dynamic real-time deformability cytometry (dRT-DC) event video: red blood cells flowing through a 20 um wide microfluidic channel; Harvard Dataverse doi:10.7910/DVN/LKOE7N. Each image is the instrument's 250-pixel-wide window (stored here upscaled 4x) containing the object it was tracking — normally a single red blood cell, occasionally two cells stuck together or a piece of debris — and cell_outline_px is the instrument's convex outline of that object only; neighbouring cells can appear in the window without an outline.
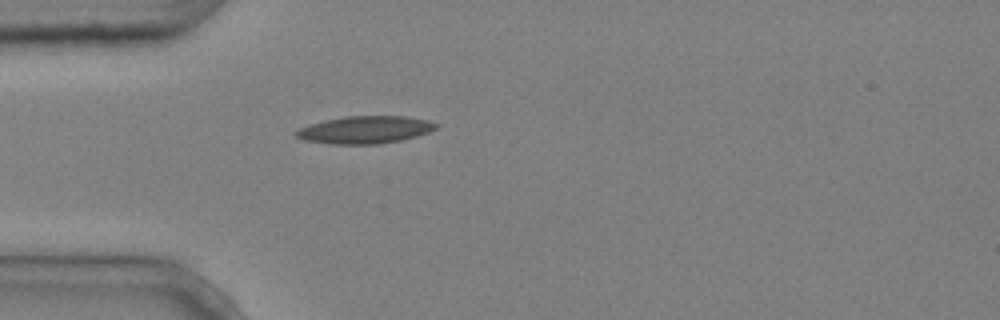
{"species": "common noctule bat (a hibernating species)", "species_latin": "Nyctalus noctula", "temperature_condition": "cold", "stored_images_in_passage": 1, "camera_frame_rate_fps": 3000, "um_per_image_px": 0.085, "animal": {"sex": "male", "body_mass_g": 20.4}, "frame": {"image": 1, "passage_image": 1, "time_ms": 0.0, "image_size_px": [1000, 320], "cell_outline_px": [[440, 124], [436, 128], [428, 132], [416, 136], [400, 140], [380, 144], [328, 144], [304, 140], [296, 136], [296, 132], [300, 128], [324, 120], [344, 116], [404, 116], [428, 120]], "centroid_in_image_um": [31.05, 11.03], "position_along_channel_um": 54.0, "area_um2": 22.31}}